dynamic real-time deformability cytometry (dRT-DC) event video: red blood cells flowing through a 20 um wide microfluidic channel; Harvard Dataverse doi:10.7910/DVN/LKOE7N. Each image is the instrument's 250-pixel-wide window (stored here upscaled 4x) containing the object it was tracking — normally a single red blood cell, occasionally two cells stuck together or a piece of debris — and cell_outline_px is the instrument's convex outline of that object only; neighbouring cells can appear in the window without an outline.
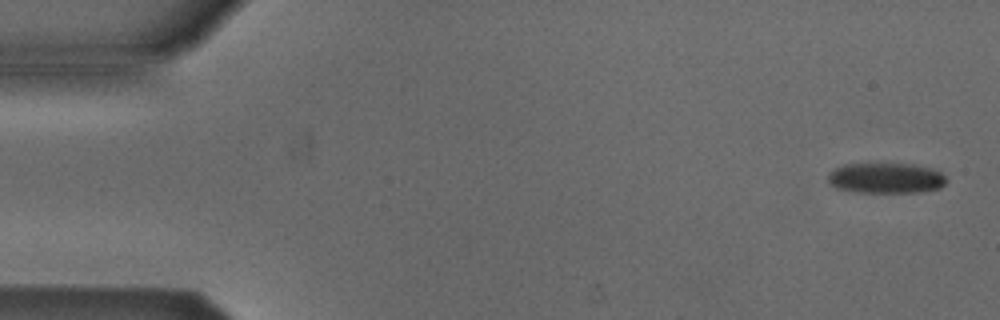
{"species": "Egyptian fruit bat (a non-hibernating species)", "species_latin": "Rousettus aegyptiacus", "temperature_condition": "cold", "stored_images_in_passage": 7, "camera_frame_rate_fps": 3000, "um_per_image_px": 0.085, "animal": {"sex": "male"}, "frame": {"image": 1, "passage_image": 1, "time_ms": 0.0, "image_size_px": [1000, 320], "cell_outline_px": [[948, 180], [940, 188], [920, 192], [856, 192], [836, 188], [828, 180], [828, 176], [836, 168], [844, 164], [912, 164], [932, 168], [940, 172]], "centroid_in_image_um": [75.34, 15.14], "position_along_channel_um": 9.7, "area_um2": 20.87}}
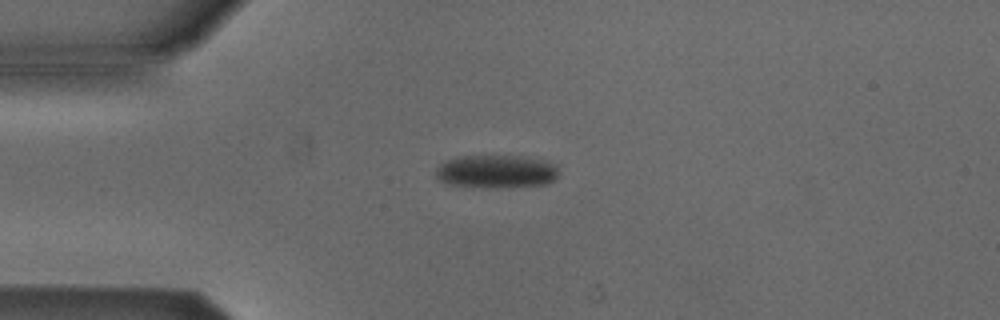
{"frame": {"image": 2, "passage_image": 4, "time_ms": 3.667, "image_size_px": [1000, 320], "cell_outline_px": [[560, 172], [556, 180], [548, 184], [512, 188], [488, 188], [448, 184], [440, 180], [436, 176], [436, 168], [444, 160], [456, 156], [520, 156], [548, 160], [556, 164]], "centroid_in_image_um": [42.25, 14.59], "position_along_channel_um": 42.7, "area_um2": 24.51}}
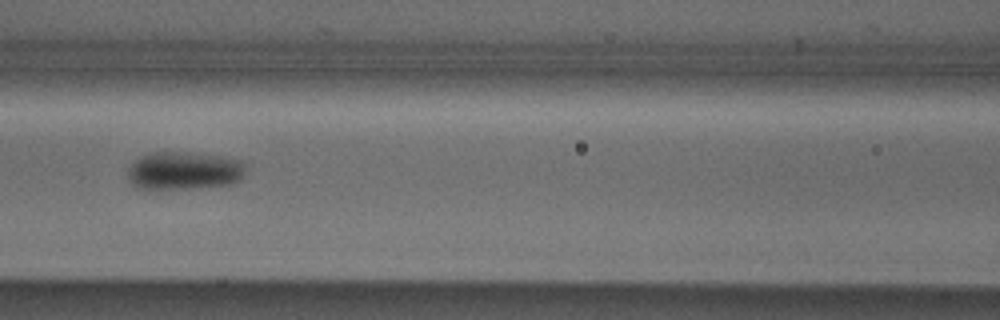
{"frame": {"image": 3, "passage_image": 7, "time_ms": 7.0, "image_size_px": [1000, 320], "cell_outline_px": [[244, 176], [236, 184], [200, 188], [152, 192], [148, 192], [136, 188], [128, 180], [128, 168], [140, 156], [148, 152], [188, 152], [224, 156], [244, 160]], "centroid_in_image_um": [15.62, 14.56], "position_along_channel_um": 151.0, "area_um2": 27.57}}